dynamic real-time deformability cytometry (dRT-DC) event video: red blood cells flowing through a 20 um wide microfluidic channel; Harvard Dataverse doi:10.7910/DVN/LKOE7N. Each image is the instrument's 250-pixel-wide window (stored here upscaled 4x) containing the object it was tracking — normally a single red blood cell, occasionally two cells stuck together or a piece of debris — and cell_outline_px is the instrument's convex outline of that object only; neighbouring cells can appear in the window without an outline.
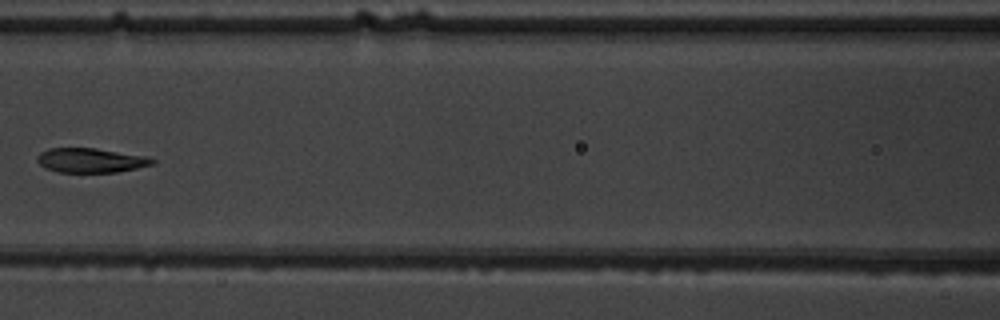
{"species": "common noctule bat (a hibernating species)", "species_latin": "Nyctalus noctula", "temperature_condition": "warm", "stored_images_in_passage": 7, "camera_frame_rate_fps": 3000, "um_per_image_px": 0.085, "animal": {"sex": "male", "body_mass_g": 19.5, "forearm_length_mm": 54.6}, "frame": {"image": 1, "passage_image": 6, "time_ms": 5.667, "image_size_px": [1000, 320], "cell_outline_px": [[156, 164], [116, 172], [60, 172], [44, 168], [36, 160], [36, 156], [40, 152], [48, 148], [96, 148], [148, 156], [156, 160]], "centroid_in_image_um": [7.72, 13.62], "position_along_channel_um": 158.9, "area_um2": 16.59}}
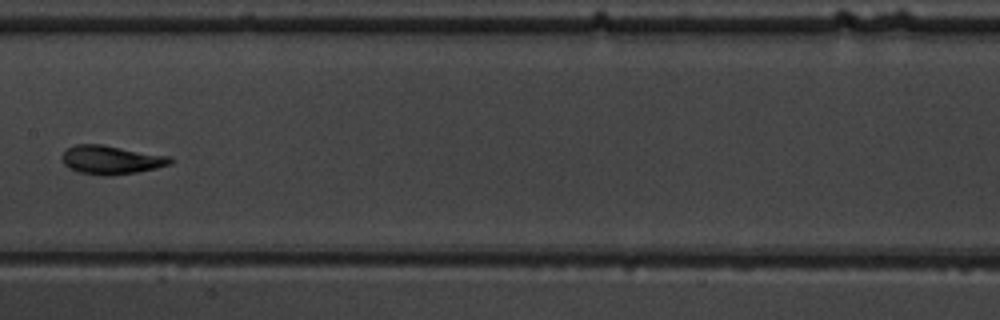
{"frame": {"image": 2, "passage_image": 7, "time_ms": 6.667, "image_size_px": [1000, 320], "cell_outline_px": [[176, 160], [172, 164], [156, 168], [136, 172], [112, 176], [104, 176], [76, 172], [68, 168], [64, 164], [60, 156], [68, 148], [76, 144], [100, 144], [172, 156]], "centroid_in_image_um": [9.47, 13.59], "position_along_channel_um": 197.9, "area_um2": 18.44}}